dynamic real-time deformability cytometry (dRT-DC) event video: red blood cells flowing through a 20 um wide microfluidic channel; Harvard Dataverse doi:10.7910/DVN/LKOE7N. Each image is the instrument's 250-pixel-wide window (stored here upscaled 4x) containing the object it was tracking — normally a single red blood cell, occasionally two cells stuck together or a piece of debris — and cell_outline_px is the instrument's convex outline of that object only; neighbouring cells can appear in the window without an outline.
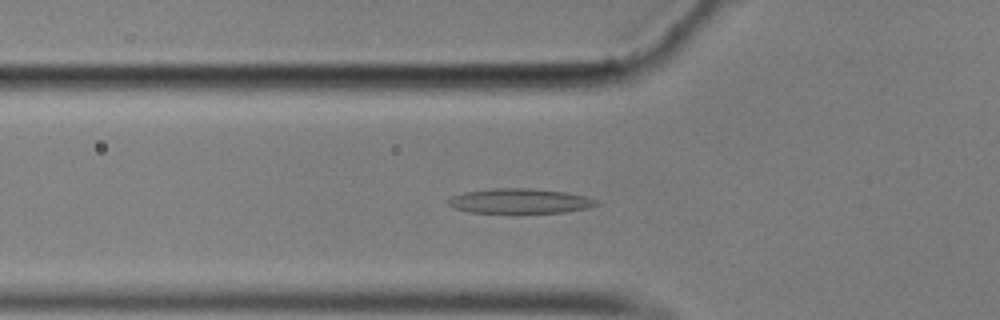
{"species": "common noctule bat (a hibernating species)", "species_latin": "Nyctalus noctula", "temperature_condition": "cold", "stored_images_in_passage": 57, "camera_frame_rate_fps": 3000, "um_per_image_px": 0.085, "animal": {"sex": "male", "body_mass_g": 17.9}, "frame": {"image": 1, "passage_image": 19, "time_ms": 6.0, "image_size_px": [1000, 320], "cell_outline_px": [[600, 204], [588, 208], [564, 212], [468, 212], [456, 208], [448, 204], [448, 200], [452, 196], [464, 192], [492, 188], [528, 188], [568, 192], [584, 196], [596, 200]], "centroid_in_image_um": [44.2, 17.07], "position_along_channel_um": 81.6, "area_um2": 21.21}}
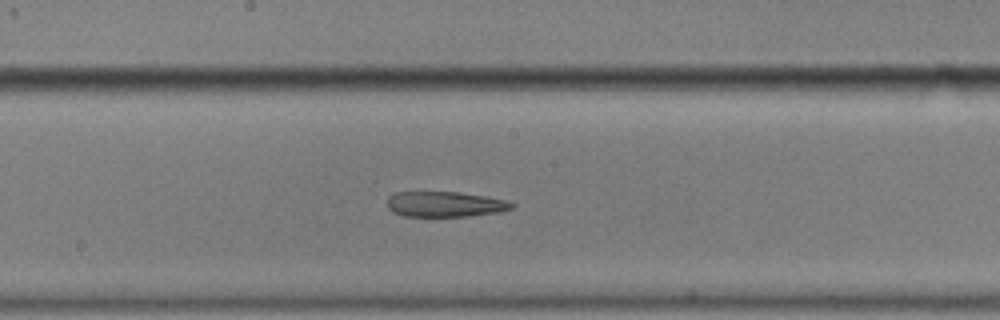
{"frame": {"image": 2, "passage_image": 30, "time_ms": 9.667, "image_size_px": [1000, 320], "cell_outline_px": [[516, 204], [512, 208], [500, 212], [468, 216], [404, 216], [392, 212], [388, 208], [388, 196], [396, 192], [460, 192], [484, 196], [504, 200]], "centroid_in_image_um": [37.81, 17.36], "position_along_channel_um": 210.4, "area_um2": 18.38}}
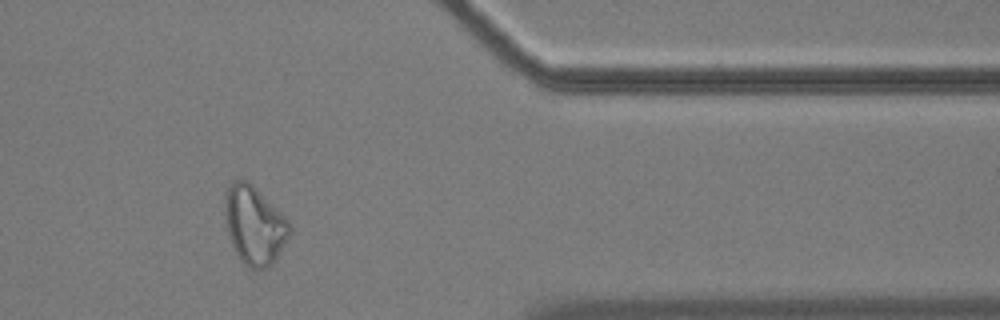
{"frame": {"image": 3, "passage_image": 47, "time_ms": 15.333, "image_size_px": [1000, 320], "cell_outline_px": [[292, 232], [276, 260], [268, 268], [252, 268], [244, 264], [240, 260], [232, 244], [228, 232], [224, 208], [224, 200], [228, 184], [232, 180], [248, 180], [288, 220], [292, 228]], "centroid_in_image_um": [21.63, 19.14], "position_along_channel_um": 389.8, "area_um2": 29.54}}